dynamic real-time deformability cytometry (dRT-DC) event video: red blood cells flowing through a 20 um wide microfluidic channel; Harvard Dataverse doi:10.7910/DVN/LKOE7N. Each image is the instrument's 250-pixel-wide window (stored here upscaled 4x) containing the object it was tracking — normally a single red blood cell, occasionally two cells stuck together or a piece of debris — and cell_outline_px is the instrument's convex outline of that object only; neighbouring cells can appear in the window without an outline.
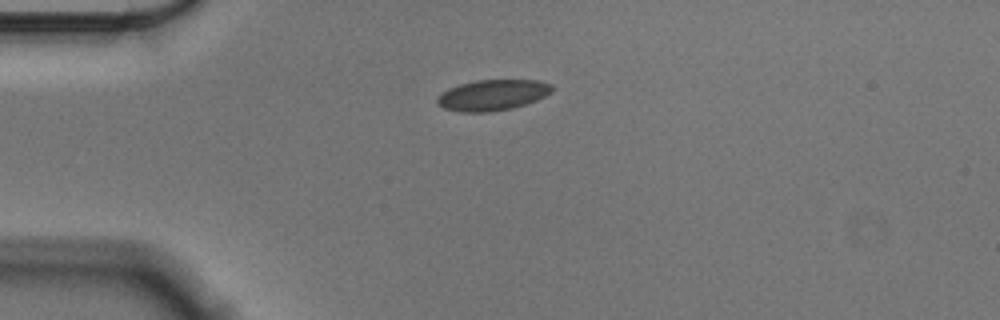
{"species": "Egyptian fruit bat (a non-hibernating species)", "species_latin": "Rousettus aegyptiacus", "temperature_condition": "cold", "stored_images_in_passage": 43, "camera_frame_rate_fps": 3000, "um_per_image_px": 0.085, "animal": {"sex": "male"}, "frame": {"image": 1, "passage_image": 1, "time_ms": 0.0, "image_size_px": [1000, 320], "cell_outline_px": [[552, 92], [536, 100], [512, 108], [488, 112], [460, 112], [444, 108], [436, 104], [436, 96], [440, 92], [448, 88], [460, 84], [476, 80], [540, 80], [552, 84]], "centroid_in_image_um": [41.82, 8.07], "position_along_channel_um": 43.2, "area_um2": 20.75}}
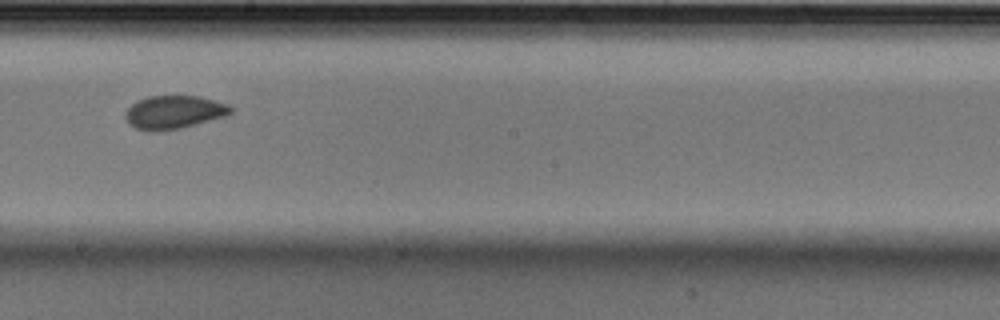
{"frame": {"image": 2, "passage_image": 19, "time_ms": 6.0, "image_size_px": [1000, 320], "cell_outline_px": [[232, 112], [224, 116], [180, 128], [136, 128], [128, 120], [128, 108], [136, 100], [148, 96], [200, 96], [228, 104], [232, 108]], "centroid_in_image_um": [14.86, 9.47], "position_along_channel_um": 233.3, "area_um2": 19.36}}
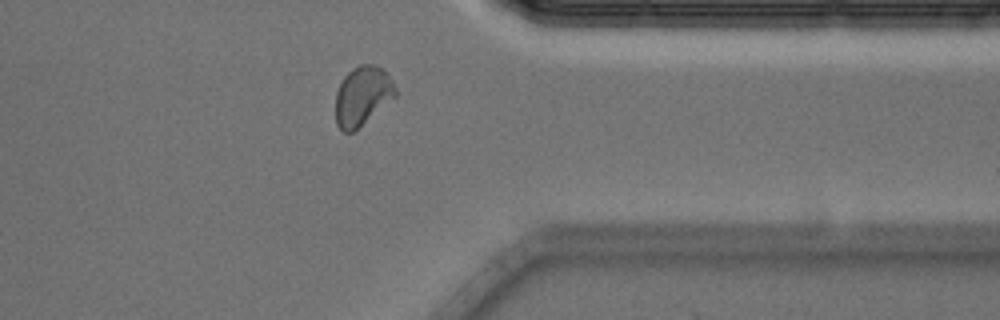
{"frame": {"image": 3, "passage_image": 32, "time_ms": 10.333, "image_size_px": [1000, 320], "cell_outline_px": [[396, 96], [352, 132], [344, 132], [336, 124], [336, 92], [344, 76], [352, 68], [360, 64], [372, 64], [380, 68], [392, 80], [396, 88]], "centroid_in_image_um": [30.79, 8.14], "position_along_channel_um": 380.6, "area_um2": 20.23}, "authors_computed_cell_mechanics": {"area_um2": 20.1722, "velocity_mm_per_s": 3.5522, "shape_relaxation_time_tau1_ms": 4.5155, "shape_relaxation_time_tau2_ms": 1.0363, "deformation_change_tau1": 0.0948, "deformation_change_tau2": 0.0477}}